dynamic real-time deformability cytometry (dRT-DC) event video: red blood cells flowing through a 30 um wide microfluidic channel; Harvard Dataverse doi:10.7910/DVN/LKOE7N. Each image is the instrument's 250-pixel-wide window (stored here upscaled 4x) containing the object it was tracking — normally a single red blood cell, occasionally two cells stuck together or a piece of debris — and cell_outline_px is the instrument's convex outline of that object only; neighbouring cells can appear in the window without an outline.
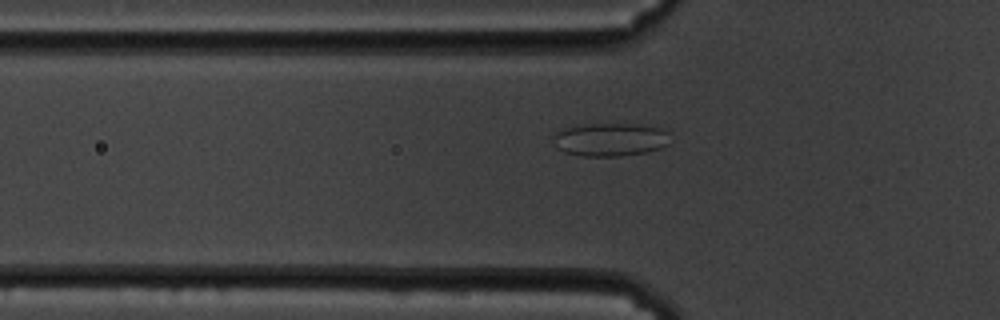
{"species": "common noctule bat (a hibernating species)", "species_latin": "Nyctalus noctula", "temperature_condition": "cold", "stored_images_in_passage": 51, "camera_frame_rate_fps": 3000, "um_per_image_px": 0.085, "animal": {"sex": "male", "body_mass_g": 19.5, "forearm_length_mm": 54.6}, "frame": {"image": 1, "passage_image": 18, "time_ms": 5.667, "image_size_px": [1000, 320], "cell_outline_px": [[672, 140], [668, 144], [660, 148], [648, 152], [620, 156], [580, 156], [564, 152], [556, 148], [552, 136], [556, 132], [564, 128], [588, 124], [636, 124], [664, 128], [668, 132]], "centroid_in_image_um": [51.9, 11.86], "position_along_channel_um": 73.9, "area_um2": 22.95}}
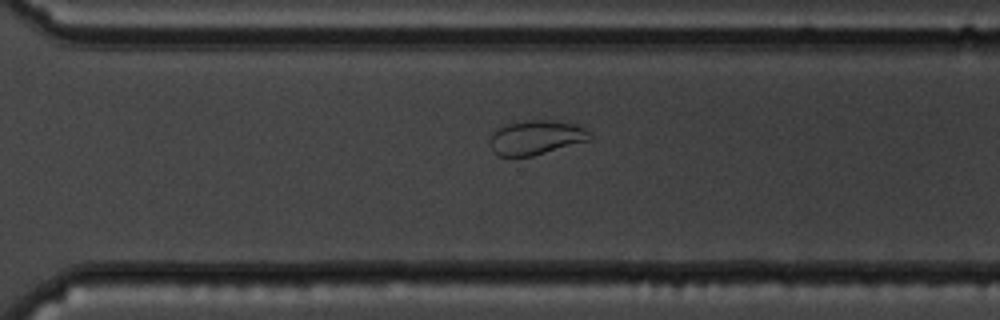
{"frame": {"image": 2, "passage_image": 40, "time_ms": 13.0, "image_size_px": [1000, 320], "cell_outline_px": [[592, 140], [532, 156], [500, 156], [492, 148], [492, 132], [496, 128], [508, 124], [528, 120], [568, 120], [584, 128], [592, 136]], "centroid_in_image_um": [45.65, 11.66], "position_along_channel_um": 325.0, "area_um2": 20.06}}
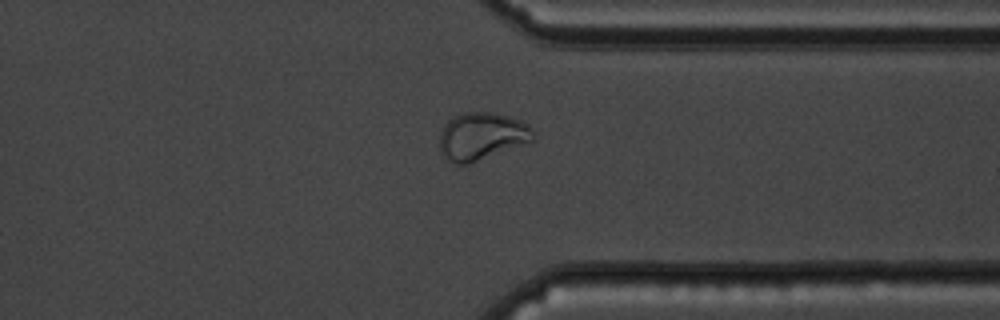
{"frame": {"image": 3, "passage_image": 44, "time_ms": 14.333, "image_size_px": [1000, 320], "cell_outline_px": [[536, 136], [532, 140], [468, 164], [452, 164], [440, 152], [440, 132], [444, 124], [452, 116], [464, 112], [492, 112], [512, 116], [528, 124], [536, 132]], "centroid_in_image_um": [40.93, 11.55], "position_along_channel_um": 370.5, "area_um2": 26.01}}